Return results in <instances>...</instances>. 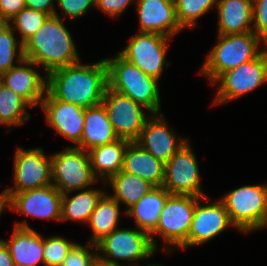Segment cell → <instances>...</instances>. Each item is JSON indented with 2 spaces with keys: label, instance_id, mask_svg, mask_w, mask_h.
Masks as SVG:
<instances>
[{
  "label": "cell",
  "instance_id": "cell-15",
  "mask_svg": "<svg viewBox=\"0 0 267 266\" xmlns=\"http://www.w3.org/2000/svg\"><path fill=\"white\" fill-rule=\"evenodd\" d=\"M10 195L12 211L33 218L61 219L62 193L53 184Z\"/></svg>",
  "mask_w": 267,
  "mask_h": 266
},
{
  "label": "cell",
  "instance_id": "cell-6",
  "mask_svg": "<svg viewBox=\"0 0 267 266\" xmlns=\"http://www.w3.org/2000/svg\"><path fill=\"white\" fill-rule=\"evenodd\" d=\"M96 245L98 262L103 266H135V261L146 260L157 252L150 234L140 229L117 228ZM118 260L129 264L122 265Z\"/></svg>",
  "mask_w": 267,
  "mask_h": 266
},
{
  "label": "cell",
  "instance_id": "cell-8",
  "mask_svg": "<svg viewBox=\"0 0 267 266\" xmlns=\"http://www.w3.org/2000/svg\"><path fill=\"white\" fill-rule=\"evenodd\" d=\"M52 184L62 193L88 189L98 181L92 172L88 151L77 147L51 155Z\"/></svg>",
  "mask_w": 267,
  "mask_h": 266
},
{
  "label": "cell",
  "instance_id": "cell-3",
  "mask_svg": "<svg viewBox=\"0 0 267 266\" xmlns=\"http://www.w3.org/2000/svg\"><path fill=\"white\" fill-rule=\"evenodd\" d=\"M108 67V87L130 97L149 110L148 114H160L161 102L158 79L145 74L138 66L119 53L105 58Z\"/></svg>",
  "mask_w": 267,
  "mask_h": 266
},
{
  "label": "cell",
  "instance_id": "cell-35",
  "mask_svg": "<svg viewBox=\"0 0 267 266\" xmlns=\"http://www.w3.org/2000/svg\"><path fill=\"white\" fill-rule=\"evenodd\" d=\"M252 32L267 45V0H253Z\"/></svg>",
  "mask_w": 267,
  "mask_h": 266
},
{
  "label": "cell",
  "instance_id": "cell-33",
  "mask_svg": "<svg viewBox=\"0 0 267 266\" xmlns=\"http://www.w3.org/2000/svg\"><path fill=\"white\" fill-rule=\"evenodd\" d=\"M75 244L61 236L43 238L44 266H60Z\"/></svg>",
  "mask_w": 267,
  "mask_h": 266
},
{
  "label": "cell",
  "instance_id": "cell-36",
  "mask_svg": "<svg viewBox=\"0 0 267 266\" xmlns=\"http://www.w3.org/2000/svg\"><path fill=\"white\" fill-rule=\"evenodd\" d=\"M55 4L61 7L65 17L77 19L87 13L89 8L95 6V0H55Z\"/></svg>",
  "mask_w": 267,
  "mask_h": 266
},
{
  "label": "cell",
  "instance_id": "cell-25",
  "mask_svg": "<svg viewBox=\"0 0 267 266\" xmlns=\"http://www.w3.org/2000/svg\"><path fill=\"white\" fill-rule=\"evenodd\" d=\"M170 195L163 186L153 187L124 213L135 219L138 229L150 234L156 228L160 213Z\"/></svg>",
  "mask_w": 267,
  "mask_h": 266
},
{
  "label": "cell",
  "instance_id": "cell-37",
  "mask_svg": "<svg viewBox=\"0 0 267 266\" xmlns=\"http://www.w3.org/2000/svg\"><path fill=\"white\" fill-rule=\"evenodd\" d=\"M136 0H95V8L112 17L118 18Z\"/></svg>",
  "mask_w": 267,
  "mask_h": 266
},
{
  "label": "cell",
  "instance_id": "cell-10",
  "mask_svg": "<svg viewBox=\"0 0 267 266\" xmlns=\"http://www.w3.org/2000/svg\"><path fill=\"white\" fill-rule=\"evenodd\" d=\"M186 142L166 163L162 186L171 195L207 196L200 185L197 158Z\"/></svg>",
  "mask_w": 267,
  "mask_h": 266
},
{
  "label": "cell",
  "instance_id": "cell-17",
  "mask_svg": "<svg viewBox=\"0 0 267 266\" xmlns=\"http://www.w3.org/2000/svg\"><path fill=\"white\" fill-rule=\"evenodd\" d=\"M156 159L166 163L186 142L188 138L177 137L169 128L164 116L151 114L135 141Z\"/></svg>",
  "mask_w": 267,
  "mask_h": 266
},
{
  "label": "cell",
  "instance_id": "cell-19",
  "mask_svg": "<svg viewBox=\"0 0 267 266\" xmlns=\"http://www.w3.org/2000/svg\"><path fill=\"white\" fill-rule=\"evenodd\" d=\"M139 32L157 33L172 38L182 30L173 0H137Z\"/></svg>",
  "mask_w": 267,
  "mask_h": 266
},
{
  "label": "cell",
  "instance_id": "cell-2",
  "mask_svg": "<svg viewBox=\"0 0 267 266\" xmlns=\"http://www.w3.org/2000/svg\"><path fill=\"white\" fill-rule=\"evenodd\" d=\"M58 15L44 24L23 44L24 57L50 72L80 61L73 37Z\"/></svg>",
  "mask_w": 267,
  "mask_h": 266
},
{
  "label": "cell",
  "instance_id": "cell-32",
  "mask_svg": "<svg viewBox=\"0 0 267 266\" xmlns=\"http://www.w3.org/2000/svg\"><path fill=\"white\" fill-rule=\"evenodd\" d=\"M49 16L47 13L25 7L7 23L14 31H19L21 36L19 41L24 44L44 24Z\"/></svg>",
  "mask_w": 267,
  "mask_h": 266
},
{
  "label": "cell",
  "instance_id": "cell-14",
  "mask_svg": "<svg viewBox=\"0 0 267 266\" xmlns=\"http://www.w3.org/2000/svg\"><path fill=\"white\" fill-rule=\"evenodd\" d=\"M205 200L208 204L204 202ZM203 202L204 204H202ZM229 226L234 228L222 200L212 203L211 198H208V196L200 197L196 202L187 240L178 249H186L207 243L220 235Z\"/></svg>",
  "mask_w": 267,
  "mask_h": 266
},
{
  "label": "cell",
  "instance_id": "cell-27",
  "mask_svg": "<svg viewBox=\"0 0 267 266\" xmlns=\"http://www.w3.org/2000/svg\"><path fill=\"white\" fill-rule=\"evenodd\" d=\"M104 190L92 186L85 190H79L78 194L70 197L69 192L62 194L61 219L62 221H78L88 223L98 201L105 194Z\"/></svg>",
  "mask_w": 267,
  "mask_h": 266
},
{
  "label": "cell",
  "instance_id": "cell-23",
  "mask_svg": "<svg viewBox=\"0 0 267 266\" xmlns=\"http://www.w3.org/2000/svg\"><path fill=\"white\" fill-rule=\"evenodd\" d=\"M165 163L144 150L137 142H129L124 154L122 170L142 177L154 187H161L164 181Z\"/></svg>",
  "mask_w": 267,
  "mask_h": 266
},
{
  "label": "cell",
  "instance_id": "cell-12",
  "mask_svg": "<svg viewBox=\"0 0 267 266\" xmlns=\"http://www.w3.org/2000/svg\"><path fill=\"white\" fill-rule=\"evenodd\" d=\"M102 103L116 135L130 142L136 141L146 120L151 116L145 112L149 110L109 87L105 91Z\"/></svg>",
  "mask_w": 267,
  "mask_h": 266
},
{
  "label": "cell",
  "instance_id": "cell-41",
  "mask_svg": "<svg viewBox=\"0 0 267 266\" xmlns=\"http://www.w3.org/2000/svg\"><path fill=\"white\" fill-rule=\"evenodd\" d=\"M10 206H11V195L10 192L8 191V188H6L0 194V216L3 210H11Z\"/></svg>",
  "mask_w": 267,
  "mask_h": 266
},
{
  "label": "cell",
  "instance_id": "cell-38",
  "mask_svg": "<svg viewBox=\"0 0 267 266\" xmlns=\"http://www.w3.org/2000/svg\"><path fill=\"white\" fill-rule=\"evenodd\" d=\"M25 7V0H0V22L10 21Z\"/></svg>",
  "mask_w": 267,
  "mask_h": 266
},
{
  "label": "cell",
  "instance_id": "cell-29",
  "mask_svg": "<svg viewBox=\"0 0 267 266\" xmlns=\"http://www.w3.org/2000/svg\"><path fill=\"white\" fill-rule=\"evenodd\" d=\"M32 106L20 95L0 82V124L20 126L30 119L27 108Z\"/></svg>",
  "mask_w": 267,
  "mask_h": 266
},
{
  "label": "cell",
  "instance_id": "cell-40",
  "mask_svg": "<svg viewBox=\"0 0 267 266\" xmlns=\"http://www.w3.org/2000/svg\"><path fill=\"white\" fill-rule=\"evenodd\" d=\"M0 266H15L10 251L0 239Z\"/></svg>",
  "mask_w": 267,
  "mask_h": 266
},
{
  "label": "cell",
  "instance_id": "cell-11",
  "mask_svg": "<svg viewBox=\"0 0 267 266\" xmlns=\"http://www.w3.org/2000/svg\"><path fill=\"white\" fill-rule=\"evenodd\" d=\"M169 39L157 33L138 32L119 54L145 74L160 80L164 66H170L166 59Z\"/></svg>",
  "mask_w": 267,
  "mask_h": 266
},
{
  "label": "cell",
  "instance_id": "cell-13",
  "mask_svg": "<svg viewBox=\"0 0 267 266\" xmlns=\"http://www.w3.org/2000/svg\"><path fill=\"white\" fill-rule=\"evenodd\" d=\"M14 185L8 187L10 193H21L52 184L51 155L44 150L17 148L14 155Z\"/></svg>",
  "mask_w": 267,
  "mask_h": 266
},
{
  "label": "cell",
  "instance_id": "cell-34",
  "mask_svg": "<svg viewBox=\"0 0 267 266\" xmlns=\"http://www.w3.org/2000/svg\"><path fill=\"white\" fill-rule=\"evenodd\" d=\"M94 249V253L89 251ZM96 251V252H95ZM98 248L96 244H86L85 246L75 244L60 266H98Z\"/></svg>",
  "mask_w": 267,
  "mask_h": 266
},
{
  "label": "cell",
  "instance_id": "cell-31",
  "mask_svg": "<svg viewBox=\"0 0 267 266\" xmlns=\"http://www.w3.org/2000/svg\"><path fill=\"white\" fill-rule=\"evenodd\" d=\"M218 0H174L176 17L182 29L197 26L196 21L217 5Z\"/></svg>",
  "mask_w": 267,
  "mask_h": 266
},
{
  "label": "cell",
  "instance_id": "cell-26",
  "mask_svg": "<svg viewBox=\"0 0 267 266\" xmlns=\"http://www.w3.org/2000/svg\"><path fill=\"white\" fill-rule=\"evenodd\" d=\"M104 184L112 188L114 193L110 196L120 205L122 202L127 206V210L154 187L142 177L126 173L123 170L111 176Z\"/></svg>",
  "mask_w": 267,
  "mask_h": 266
},
{
  "label": "cell",
  "instance_id": "cell-18",
  "mask_svg": "<svg viewBox=\"0 0 267 266\" xmlns=\"http://www.w3.org/2000/svg\"><path fill=\"white\" fill-rule=\"evenodd\" d=\"M33 61L24 58L19 65L0 75V82L24 98L31 106L41 105L47 93L48 78H44L32 66Z\"/></svg>",
  "mask_w": 267,
  "mask_h": 266
},
{
  "label": "cell",
  "instance_id": "cell-4",
  "mask_svg": "<svg viewBox=\"0 0 267 266\" xmlns=\"http://www.w3.org/2000/svg\"><path fill=\"white\" fill-rule=\"evenodd\" d=\"M261 44L267 47L254 32L218 34V42L208 53L199 73L213 84L222 73L259 57L265 51V48L259 49Z\"/></svg>",
  "mask_w": 267,
  "mask_h": 266
},
{
  "label": "cell",
  "instance_id": "cell-30",
  "mask_svg": "<svg viewBox=\"0 0 267 266\" xmlns=\"http://www.w3.org/2000/svg\"><path fill=\"white\" fill-rule=\"evenodd\" d=\"M14 32L7 22H0V75L16 66L15 60L19 64L25 58L23 43L17 41Z\"/></svg>",
  "mask_w": 267,
  "mask_h": 266
},
{
  "label": "cell",
  "instance_id": "cell-24",
  "mask_svg": "<svg viewBox=\"0 0 267 266\" xmlns=\"http://www.w3.org/2000/svg\"><path fill=\"white\" fill-rule=\"evenodd\" d=\"M130 141L119 138L114 142L100 145L88 151L94 176L106 182L122 170L124 154Z\"/></svg>",
  "mask_w": 267,
  "mask_h": 266
},
{
  "label": "cell",
  "instance_id": "cell-42",
  "mask_svg": "<svg viewBox=\"0 0 267 266\" xmlns=\"http://www.w3.org/2000/svg\"><path fill=\"white\" fill-rule=\"evenodd\" d=\"M143 266V265H142ZM145 266H163V265H159V264H149V265H145Z\"/></svg>",
  "mask_w": 267,
  "mask_h": 266
},
{
  "label": "cell",
  "instance_id": "cell-21",
  "mask_svg": "<svg viewBox=\"0 0 267 266\" xmlns=\"http://www.w3.org/2000/svg\"><path fill=\"white\" fill-rule=\"evenodd\" d=\"M216 9L219 35L252 32L253 0H218Z\"/></svg>",
  "mask_w": 267,
  "mask_h": 266
},
{
  "label": "cell",
  "instance_id": "cell-1",
  "mask_svg": "<svg viewBox=\"0 0 267 266\" xmlns=\"http://www.w3.org/2000/svg\"><path fill=\"white\" fill-rule=\"evenodd\" d=\"M47 78V90L56 99L88 108L102 103L108 87V67L105 59L90 65L79 61L50 72Z\"/></svg>",
  "mask_w": 267,
  "mask_h": 266
},
{
  "label": "cell",
  "instance_id": "cell-5",
  "mask_svg": "<svg viewBox=\"0 0 267 266\" xmlns=\"http://www.w3.org/2000/svg\"><path fill=\"white\" fill-rule=\"evenodd\" d=\"M231 223L243 233L267 226V184L244 185L223 195Z\"/></svg>",
  "mask_w": 267,
  "mask_h": 266
},
{
  "label": "cell",
  "instance_id": "cell-20",
  "mask_svg": "<svg viewBox=\"0 0 267 266\" xmlns=\"http://www.w3.org/2000/svg\"><path fill=\"white\" fill-rule=\"evenodd\" d=\"M12 237L1 239L8 247L15 266L44 265L43 237L26 221L16 222Z\"/></svg>",
  "mask_w": 267,
  "mask_h": 266
},
{
  "label": "cell",
  "instance_id": "cell-28",
  "mask_svg": "<svg viewBox=\"0 0 267 266\" xmlns=\"http://www.w3.org/2000/svg\"><path fill=\"white\" fill-rule=\"evenodd\" d=\"M107 194L105 193L98 201L88 220L87 224L92 229V235L88 243L97 244L105 236L117 229L120 204L110 194Z\"/></svg>",
  "mask_w": 267,
  "mask_h": 266
},
{
  "label": "cell",
  "instance_id": "cell-22",
  "mask_svg": "<svg viewBox=\"0 0 267 266\" xmlns=\"http://www.w3.org/2000/svg\"><path fill=\"white\" fill-rule=\"evenodd\" d=\"M117 139L119 137L114 131L103 103L85 108L82 138L75 147L89 151Z\"/></svg>",
  "mask_w": 267,
  "mask_h": 266
},
{
  "label": "cell",
  "instance_id": "cell-16",
  "mask_svg": "<svg viewBox=\"0 0 267 266\" xmlns=\"http://www.w3.org/2000/svg\"><path fill=\"white\" fill-rule=\"evenodd\" d=\"M46 123L69 141H81L85 108L56 99L48 90L41 105Z\"/></svg>",
  "mask_w": 267,
  "mask_h": 266
},
{
  "label": "cell",
  "instance_id": "cell-39",
  "mask_svg": "<svg viewBox=\"0 0 267 266\" xmlns=\"http://www.w3.org/2000/svg\"><path fill=\"white\" fill-rule=\"evenodd\" d=\"M26 7L34 9L43 13H47L50 16L58 15L55 5L53 4L55 0H25Z\"/></svg>",
  "mask_w": 267,
  "mask_h": 266
},
{
  "label": "cell",
  "instance_id": "cell-9",
  "mask_svg": "<svg viewBox=\"0 0 267 266\" xmlns=\"http://www.w3.org/2000/svg\"><path fill=\"white\" fill-rule=\"evenodd\" d=\"M267 82V47L254 60L242 63L235 69L222 73L212 85L218 83L214 105L235 100L254 91Z\"/></svg>",
  "mask_w": 267,
  "mask_h": 266
},
{
  "label": "cell",
  "instance_id": "cell-7",
  "mask_svg": "<svg viewBox=\"0 0 267 266\" xmlns=\"http://www.w3.org/2000/svg\"><path fill=\"white\" fill-rule=\"evenodd\" d=\"M199 198L190 195H170L167 198L156 228L150 233L151 241L156 249H158L156 243L158 240L154 238L155 234L163 238L168 253L174 249L178 250L187 240Z\"/></svg>",
  "mask_w": 267,
  "mask_h": 266
}]
</instances>
